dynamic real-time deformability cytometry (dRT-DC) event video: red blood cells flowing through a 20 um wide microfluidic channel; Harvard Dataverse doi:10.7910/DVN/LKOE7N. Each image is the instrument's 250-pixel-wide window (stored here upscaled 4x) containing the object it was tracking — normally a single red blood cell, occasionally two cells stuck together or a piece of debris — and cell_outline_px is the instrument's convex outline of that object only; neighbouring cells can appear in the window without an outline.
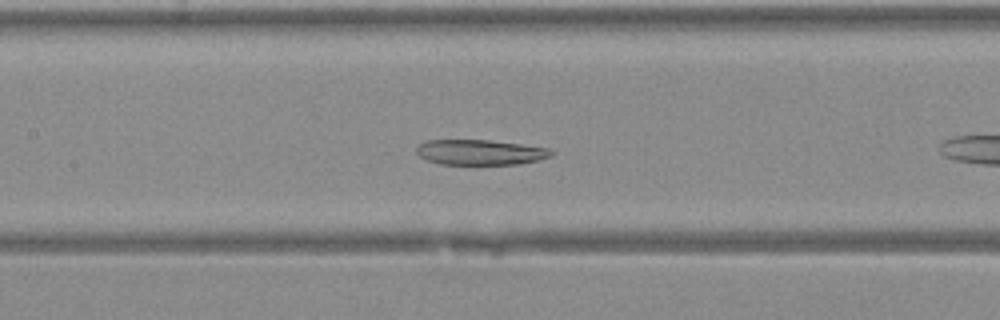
{"species": "Egyptian fruit bat (a non-hibernating species)", "species_latin": "Rousettus aegyptiacus", "temperature_condition": "warm", "stored_images_in_passage": 21, "camera_frame_rate_fps": 3000, "um_per_image_px": 0.085, "animal": {"sex": "female"}, "frame": {"image": 1, "passage_image": 7, "time_ms": 2.0, "image_size_px": [1000, 320], "cell_outline_px": [[552, 156], [520, 164], [440, 164], [424, 160], [416, 152], [416, 148], [420, 144], [428, 140], [488, 140], [520, 144], [548, 148], [552, 152]], "centroid_in_image_um": [40.77, 12.95], "position_along_channel_um": 166.6, "area_um2": 19.71}}
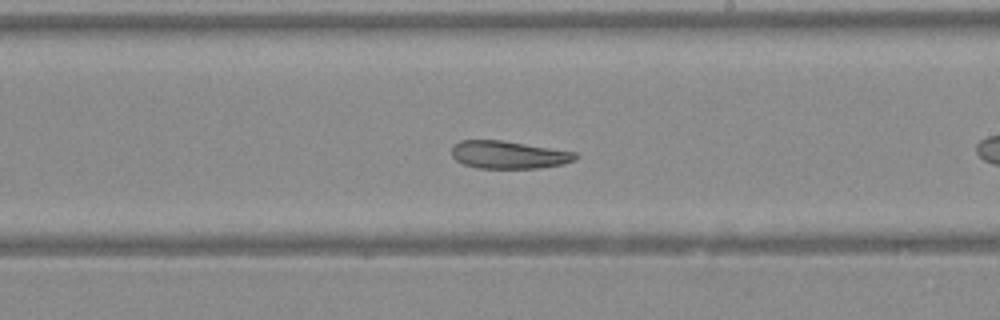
{"frame": {"image": 2, "passage_image": 12, "time_ms": 3.667, "image_size_px": [1000, 320], "cell_outline_px": [[580, 156], [576, 160], [564, 164], [540, 168], [476, 168], [464, 164], [456, 160], [452, 156], [452, 144], [460, 140], [500, 140], [576, 152]], "centroid_in_image_um": [43.24, 13.16], "position_along_channel_um": 245.8, "area_um2": 20.11}}
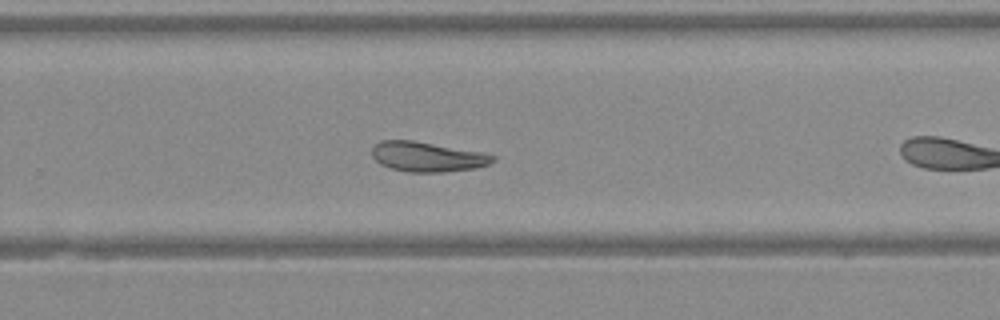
{"frame": {"image": 3, "passage_image": 15, "time_ms": 4.667, "image_size_px": [1000, 320], "cell_outline_px": [[496, 160], [488, 164], [476, 168], [444, 172], [408, 172], [392, 168], [380, 164], [372, 156], [372, 148], [380, 140], [412, 140], [480, 152], [496, 156]], "centroid_in_image_um": [36.31, 13.33], "position_along_channel_um": 293.5, "area_um2": 20.87}}